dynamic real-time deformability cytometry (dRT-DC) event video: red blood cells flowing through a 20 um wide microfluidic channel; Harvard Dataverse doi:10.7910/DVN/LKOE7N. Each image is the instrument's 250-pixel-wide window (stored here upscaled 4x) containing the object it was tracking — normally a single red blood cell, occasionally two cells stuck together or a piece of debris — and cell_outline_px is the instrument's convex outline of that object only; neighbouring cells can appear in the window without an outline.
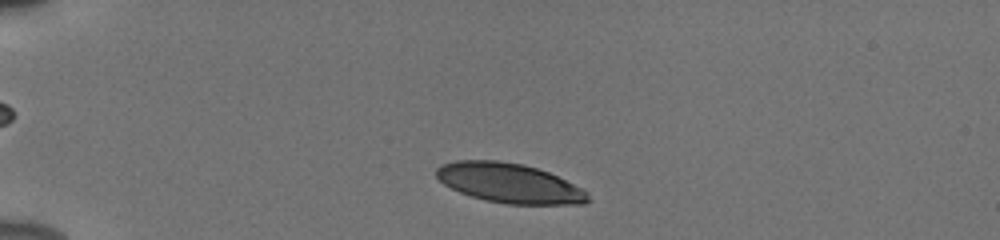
{"species": "human", "species_latin": "Homo sapiens", "temperature_condition": "cold", "stored_images_in_passage": 44, "camera_frame_rate_fps": 3000, "um_per_image_px": 0.085, "donor": {"sex": "male"}, "frame": {"image": 1, "passage_image": 4, "time_ms": 1.0, "image_size_px": [1000, 240], "cell_outline_px": [[592, 200], [584, 204], [504, 204], [484, 200], [460, 192], [444, 184], [436, 176], [436, 168], [440, 164], [456, 160], [496, 160], [524, 164], [548, 172], [588, 192]], "centroid_in_image_um": [43.28, 15.56], "position_along_channel_um": 41.7, "area_um2": 34.97}}
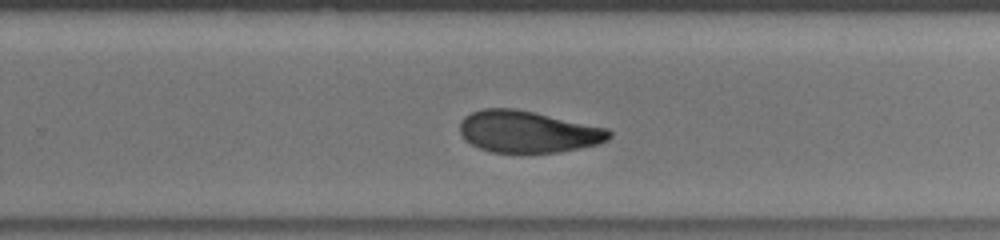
{"frame": {"image": 2, "passage_image": 27, "time_ms": 8.667, "image_size_px": [1000, 240], "cell_outline_px": [[612, 136], [608, 140], [600, 144], [560, 152], [492, 152], [480, 148], [464, 140], [460, 132], [460, 120], [464, 116], [472, 112], [484, 108], [512, 108], [532, 112], [608, 128], [612, 132]], "centroid_in_image_um": [44.88, 11.2], "position_along_channel_um": 284.9, "area_um2": 36.3}}
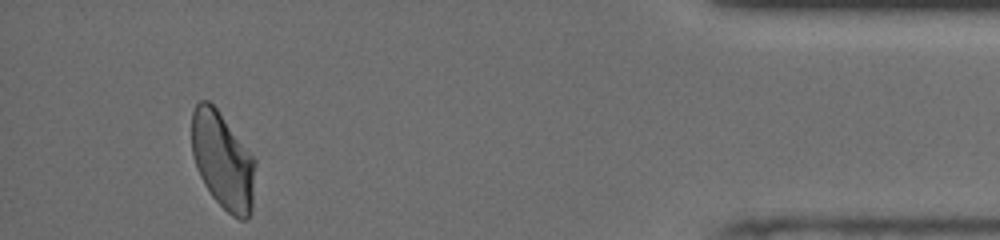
{"frame": {"image": 3, "passage_image": 41, "time_ms": 13.333, "image_size_px": [1000, 240], "cell_outline_px": [[256, 160], [252, 212], [248, 220], [240, 220], [232, 216], [212, 196], [204, 184], [196, 168], [192, 156], [192, 112], [196, 104], [200, 100], [208, 100], [216, 108]], "centroid_in_image_um": [18.94, 13.69], "position_along_channel_um": 416.3, "area_um2": 35.95}, "authors_computed_cell_mechanics": {"area_um2": 36.7897, "velocity_mm_per_s": 3.8662, "shape_relaxation_time_tau1_ms": 5.8416, "shape_relaxation_time_tau2_ms": 2.6451, "deformation_change_tau1": 0.1514, "deformation_change_tau2": 0.0881}}